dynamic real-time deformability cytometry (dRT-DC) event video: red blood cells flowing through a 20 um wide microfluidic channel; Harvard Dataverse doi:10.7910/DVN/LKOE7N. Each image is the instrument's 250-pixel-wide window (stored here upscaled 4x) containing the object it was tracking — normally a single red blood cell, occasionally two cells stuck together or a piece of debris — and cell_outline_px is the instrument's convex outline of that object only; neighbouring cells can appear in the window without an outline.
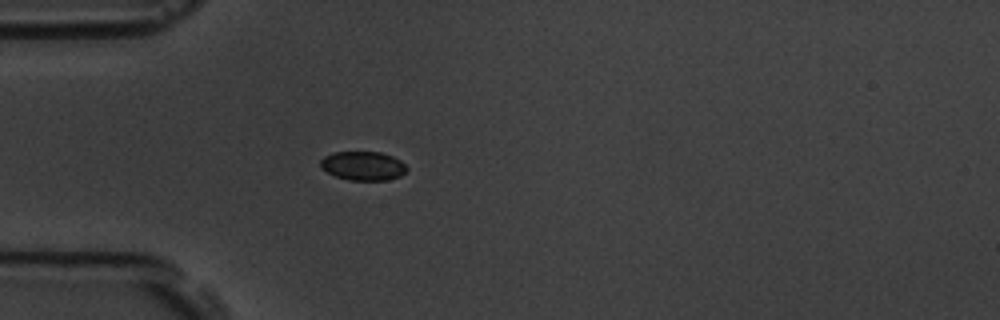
{"species": "common noctule bat (a hibernating species)", "species_latin": "Nyctalus noctula", "temperature_condition": "room temperature", "stored_images_in_passage": 5, "camera_frame_rate_fps": 3000, "um_per_image_px": 0.085, "animal": {"sex": "male", "body_mass_g": 19.5, "forearm_length_mm": 54.6}, "frame": {"image": 1, "passage_image": 5, "time_ms": 1.333, "image_size_px": [1000, 320], "cell_outline_px": [[408, 168], [400, 176], [388, 180], [348, 180], [336, 176], [320, 168], [320, 160], [324, 156], [332, 152], [380, 152], [392, 156], [400, 160]], "centroid_in_image_um": [30.84, 14.09], "position_along_channel_um": 54.2, "area_um2": 14.57}}